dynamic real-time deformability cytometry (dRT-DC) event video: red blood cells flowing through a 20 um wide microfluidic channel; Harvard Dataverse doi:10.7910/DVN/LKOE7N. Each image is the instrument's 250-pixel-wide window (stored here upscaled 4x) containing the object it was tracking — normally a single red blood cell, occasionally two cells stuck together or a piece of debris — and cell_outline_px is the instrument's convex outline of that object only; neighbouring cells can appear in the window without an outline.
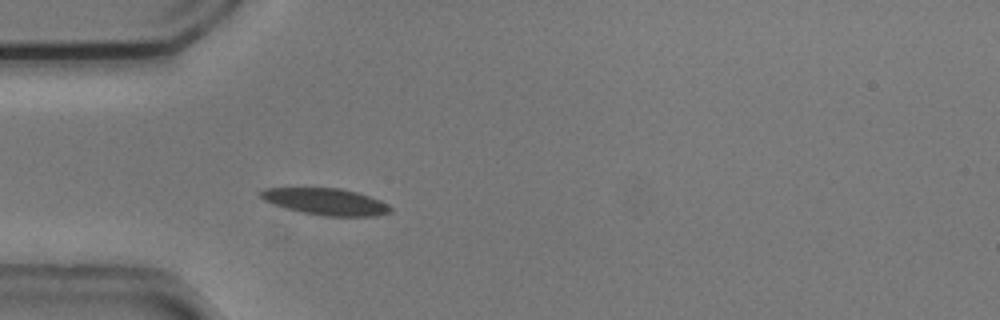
{"species": "common noctule bat (a hibernating species)", "species_latin": "Nyctalus noctula", "temperature_condition": "cold", "stored_images_in_passage": 38, "camera_frame_rate_fps": 3000, "um_per_image_px": 0.085, "animal": {"sex": "male", "body_mass_g": 20.5, "forearm_length_mm": 52.5}, "frame": {"image": 1, "passage_image": 6, "time_ms": 1.667, "image_size_px": [1000, 320], "cell_outline_px": [[392, 212], [376, 216], [324, 216], [300, 212], [272, 204], [264, 200], [260, 196], [260, 192], [264, 188], [340, 188], [356, 192], [380, 200], [388, 204], [392, 208]], "centroid_in_image_um": [27.7, 17.15], "position_along_channel_um": 57.3, "area_um2": 20.17}, "authors_computed_cell_mechanics": {"area_um2": 19.5075, "velocity_mm_per_s": 3.6875, "shape_relaxation_time_tau1_ms": 2.007, "shape_relaxation_time_tau2_ms": 3.473, "deformation_change_tau1": 0.0963, "deformation_change_tau2": 0.0911}}